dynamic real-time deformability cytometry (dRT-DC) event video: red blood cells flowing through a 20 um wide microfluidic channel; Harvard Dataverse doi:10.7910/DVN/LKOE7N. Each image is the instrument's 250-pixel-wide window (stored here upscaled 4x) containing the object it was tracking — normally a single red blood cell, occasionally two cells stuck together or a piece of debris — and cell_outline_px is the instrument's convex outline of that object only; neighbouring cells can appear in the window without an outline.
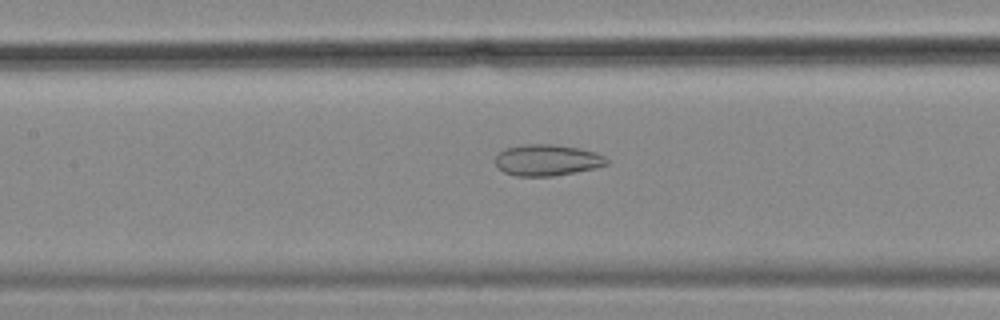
{"species": "common noctule bat (a hibernating species)", "species_latin": "Nyctalus noctula", "temperature_condition": "cold", "stored_images_in_passage": 57, "camera_frame_rate_fps": 3000, "um_per_image_px": 0.085, "animal": {"sex": "female", "body_mass_g": 18.4}, "frame": {"image": 1, "passage_image": 26, "time_ms": 8.333, "image_size_px": [1000, 320], "cell_outline_px": [[608, 164], [596, 168], [552, 176], [516, 176], [504, 172], [496, 164], [496, 156], [504, 148], [524, 144], [556, 144], [580, 148], [596, 152], [604, 156], [608, 160]], "centroid_in_image_um": [46.52, 13.6], "position_along_channel_um": 160.9, "area_um2": 20.35}}
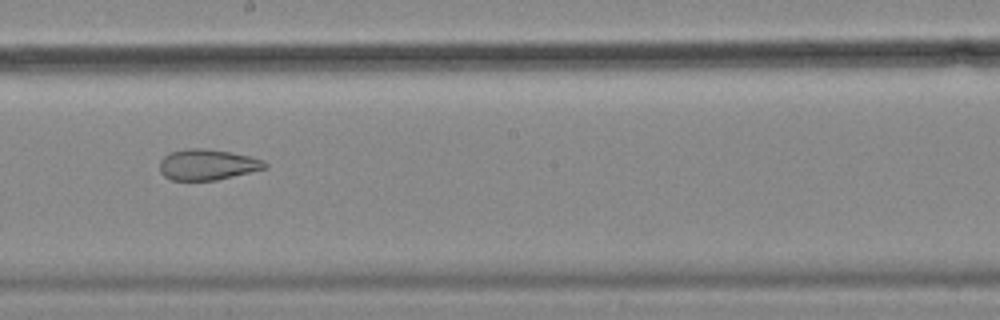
{"frame": {"image": 2, "passage_image": 32, "time_ms": 10.333, "image_size_px": [1000, 320], "cell_outline_px": [[268, 168], [216, 180], [172, 180], [164, 176], [160, 172], [160, 160], [168, 152], [184, 148], [204, 148], [232, 152], [264, 160], [268, 164]], "centroid_in_image_um": [17.62, 13.98], "position_along_channel_um": 230.6, "area_um2": 19.07}}
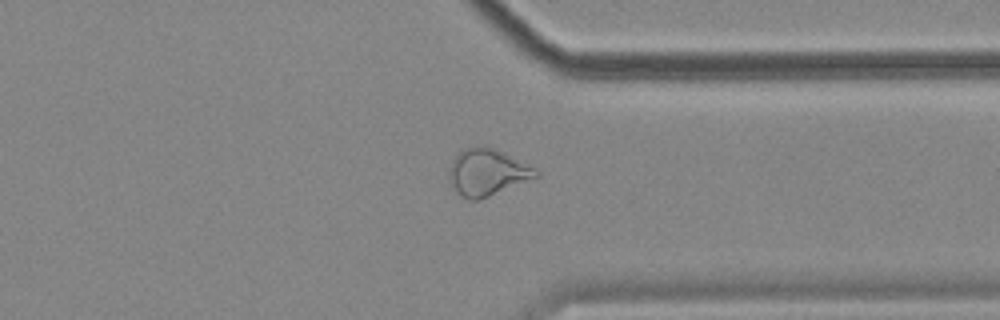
{"frame": {"image": 3, "passage_image": 44, "time_ms": 14.333, "image_size_px": [1000, 320], "cell_outline_px": [[540, 176], [480, 200], [468, 200], [460, 196], [448, 180], [448, 168], [452, 160], [464, 148], [480, 144], [488, 144], [504, 152], [540, 172]], "centroid_in_image_um": [41.37, 14.63], "position_along_channel_um": 370.0, "area_um2": 24.04}, "authors_computed_cell_mechanics": {"area_um2": 26.0678, "velocity_mm_per_s": 3.5084, "shape_relaxation_time_tau1_ms": null, "shape_relaxation_time_tau2_ms": 2.6723, "deformation_change_tau1": null, "deformation_change_tau2": 0.1031}}